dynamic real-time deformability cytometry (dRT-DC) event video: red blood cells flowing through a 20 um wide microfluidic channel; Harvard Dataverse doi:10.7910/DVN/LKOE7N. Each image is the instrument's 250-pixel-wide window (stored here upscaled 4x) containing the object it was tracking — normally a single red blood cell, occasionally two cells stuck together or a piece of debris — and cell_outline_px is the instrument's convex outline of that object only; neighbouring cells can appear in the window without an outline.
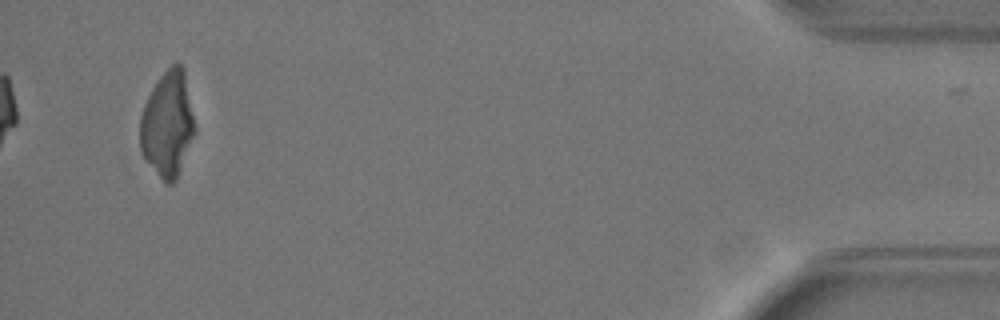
{"species": "Egyptian fruit bat (a non-hibernating species)", "species_latin": "Rousettus aegyptiacus", "temperature_condition": "warm", "stored_images_in_passage": 32, "camera_frame_rate_fps": 3000, "um_per_image_px": 0.085, "animal": {"sex": "female"}, "frame": {"image": 1, "passage_image": 32, "time_ms": 10.333, "image_size_px": [1000, 320], "cell_outline_px": [[196, 132], [176, 180], [172, 184], [164, 184], [144, 160], [140, 148], [140, 116], [144, 104], [152, 88], [160, 76], [176, 60], [184, 68], [196, 128]], "centroid_in_image_um": [14.24, 10.58], "position_along_channel_um": 421.0, "area_um2": 34.22}}